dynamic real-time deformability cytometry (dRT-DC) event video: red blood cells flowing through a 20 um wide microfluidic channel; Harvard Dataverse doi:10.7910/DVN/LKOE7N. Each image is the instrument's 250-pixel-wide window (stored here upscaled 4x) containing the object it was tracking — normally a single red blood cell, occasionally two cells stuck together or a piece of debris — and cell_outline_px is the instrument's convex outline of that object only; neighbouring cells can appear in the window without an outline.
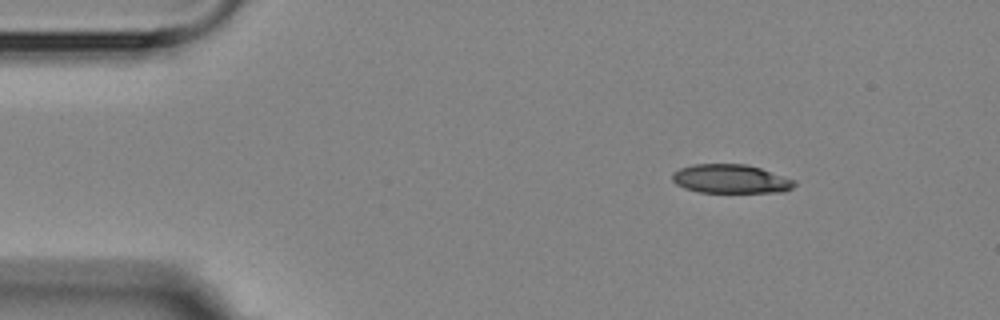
{"species": "Egyptian fruit bat (a non-hibernating species)", "species_latin": "Rousettus aegyptiacus", "temperature_condition": "room temperature", "stored_images_in_passage": 6, "camera_frame_rate_fps": 3000, "um_per_image_px": 0.085, "animal": {"sex": "female"}, "frame": {"image": 1, "passage_image": 1, "time_ms": 0.0, "image_size_px": [1000, 320], "cell_outline_px": [[796, 184], [792, 188], [784, 192], [700, 192], [684, 188], [676, 184], [672, 180], [672, 172], [680, 168], [692, 164], [748, 164], [796, 180]], "centroid_in_image_um": [62.11, 15.2], "position_along_channel_um": 22.9, "area_um2": 20.63}}
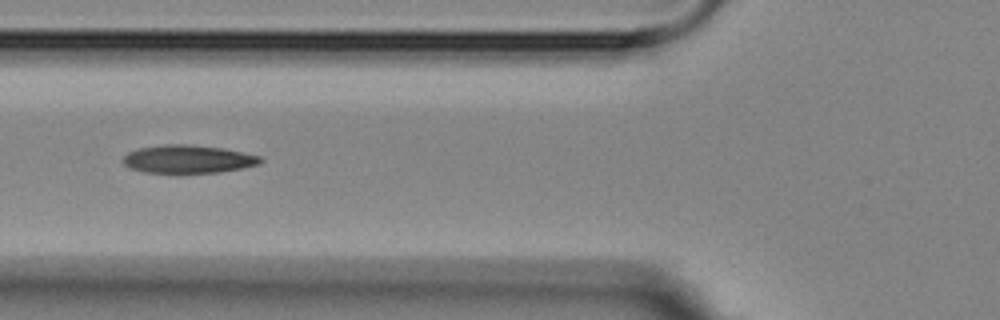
{"frame": {"image": 2, "passage_image": 5, "time_ms": 4.333, "image_size_px": [1000, 320], "cell_outline_px": [[264, 160], [260, 164], [244, 168], [220, 172], [144, 172], [128, 168], [120, 160], [128, 152], [136, 148], [164, 144], [188, 144], [224, 148], [260, 156]], "centroid_in_image_um": [15.97, 13.51], "position_along_channel_um": 109.8, "area_um2": 22.66}}
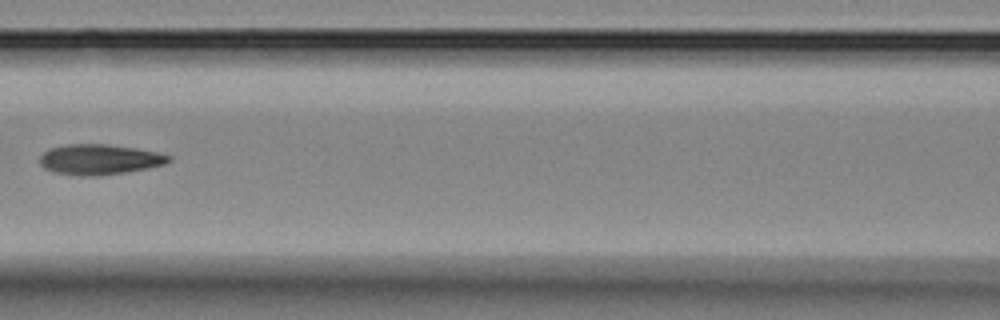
{"frame": {"image": 3, "passage_image": 6, "time_ms": 5.667, "image_size_px": [1000, 320], "cell_outline_px": [[172, 160], [164, 164], [148, 168], [100, 176], [88, 176], [56, 172], [44, 168], [40, 164], [40, 156], [48, 148], [64, 144], [108, 144], [136, 148], [156, 152], [172, 156]], "centroid_in_image_um": [8.45, 13.54], "position_along_channel_um": 158.1, "area_um2": 22.77}}